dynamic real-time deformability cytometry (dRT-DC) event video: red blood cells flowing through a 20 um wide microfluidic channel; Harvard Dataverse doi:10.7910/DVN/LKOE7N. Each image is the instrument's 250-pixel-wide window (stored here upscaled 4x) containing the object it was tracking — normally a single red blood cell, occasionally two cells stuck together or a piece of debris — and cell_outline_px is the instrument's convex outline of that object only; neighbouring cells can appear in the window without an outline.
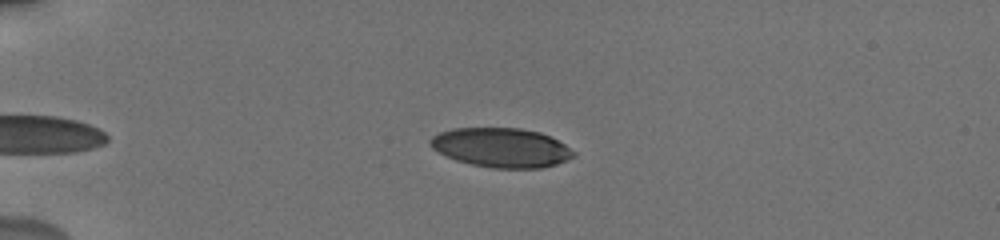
{"species": "human", "species_latin": "Homo sapiens", "temperature_condition": "cold", "stored_images_in_passage": 15, "camera_frame_rate_fps": 3000, "um_per_image_px": 0.085, "donor": {"sex": "male"}, "frame": {"image": 1, "passage_image": 3, "time_ms": 0.667, "image_size_px": [1000, 240], "cell_outline_px": [[576, 156], [556, 164], [540, 168], [492, 168], [472, 164], [456, 160], [432, 148], [428, 144], [428, 140], [432, 136], [440, 132], [452, 128], [520, 128], [540, 132], [564, 144], [576, 152]], "centroid_in_image_um": [42.6, 12.54], "position_along_channel_um": 42.4, "area_um2": 32.77}}
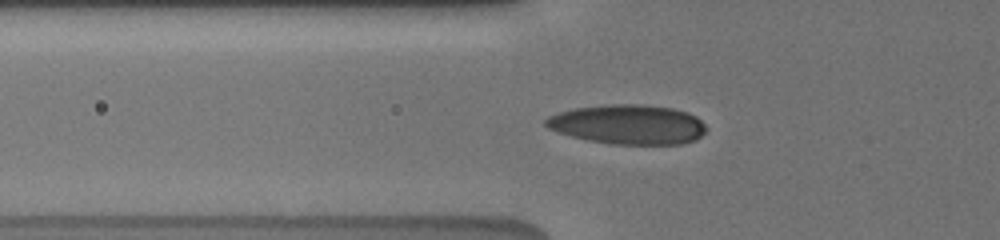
{"frame": {"image": 2, "passage_image": 9, "time_ms": 2.667, "image_size_px": [1000, 240], "cell_outline_px": [[708, 128], [696, 140], [680, 144], [612, 144], [588, 140], [572, 136], [548, 128], [544, 124], [544, 120], [548, 116], [572, 108], [612, 104], [640, 104], [672, 108], [688, 112], [696, 116]], "centroid_in_image_um": [53.4, 10.57], "position_along_channel_um": 72.4, "area_um2": 36.99}}
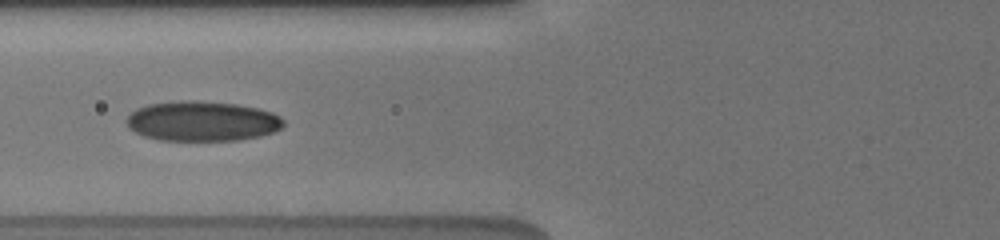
{"frame": {"image": 3, "passage_image": 12, "time_ms": 3.667, "image_size_px": [1000, 240], "cell_outline_px": [[284, 124], [280, 128], [272, 132], [260, 136], [240, 140], [160, 140], [144, 136], [128, 128], [128, 116], [136, 108], [148, 104], [188, 100], [196, 100], [236, 104], [260, 108], [272, 112], [280, 116], [284, 120]], "centroid_in_image_um": [17.21, 10.29], "position_along_channel_um": 108.6, "area_um2": 36.53}}